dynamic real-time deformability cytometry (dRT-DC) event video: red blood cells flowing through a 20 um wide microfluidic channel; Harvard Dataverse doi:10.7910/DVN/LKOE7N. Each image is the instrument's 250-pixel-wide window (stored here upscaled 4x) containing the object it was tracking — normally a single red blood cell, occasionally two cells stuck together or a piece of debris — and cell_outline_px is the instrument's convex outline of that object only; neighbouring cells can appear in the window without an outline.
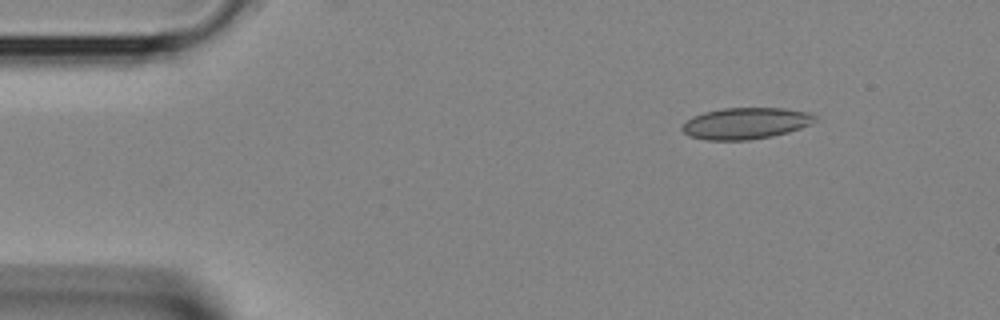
{"species": "Egyptian fruit bat (a non-hibernating species)", "species_latin": "Rousettus aegyptiacus", "temperature_condition": "room temperature", "stored_images_in_passage": 35, "camera_frame_rate_fps": 3000, "um_per_image_px": 0.085, "animal": {"sex": "female"}, "frame": {"image": 1, "passage_image": 1, "time_ms": 0.0, "image_size_px": [1000, 320], "cell_outline_px": [[816, 120], [800, 128], [788, 132], [772, 136], [748, 140], [708, 140], [688, 136], [680, 128], [692, 116], [704, 112], [724, 108], [784, 108], [812, 112], [816, 116]], "centroid_in_image_um": [63.39, 10.48], "position_along_channel_um": 21.6, "area_um2": 24.33}}
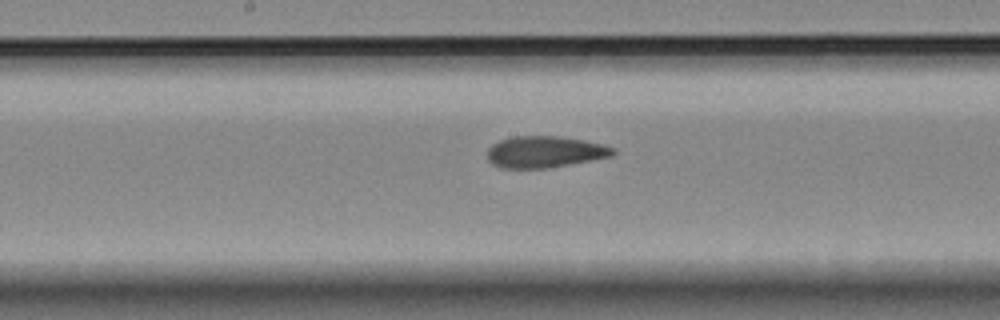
{"frame": {"image": 2, "passage_image": 16, "time_ms": 5.0, "image_size_px": [1000, 320], "cell_outline_px": [[616, 152], [612, 156], [548, 168], [500, 168], [492, 164], [488, 160], [488, 148], [492, 144], [500, 140], [512, 136], [560, 136], [584, 140], [604, 144], [616, 148]], "centroid_in_image_um": [46.31, 12.9], "position_along_channel_um": 201.9, "area_um2": 23.24}}
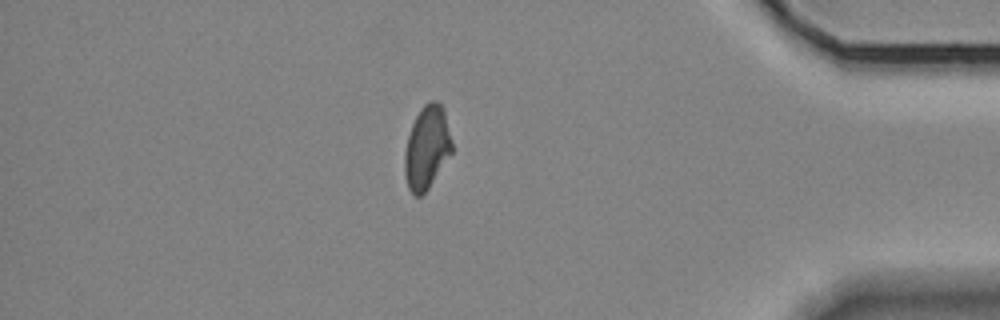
{"frame": {"image": 3, "passage_image": 30, "time_ms": 9.667, "image_size_px": [1000, 320], "cell_outline_px": [[452, 152], [428, 188], [420, 196], [412, 196], [408, 188], [404, 176], [404, 152], [408, 136], [412, 124], [420, 108], [424, 104], [432, 100], [436, 100], [444, 108], [452, 140]], "centroid_in_image_um": [36.27, 12.54], "position_along_channel_um": 398.9, "area_um2": 23.06}}